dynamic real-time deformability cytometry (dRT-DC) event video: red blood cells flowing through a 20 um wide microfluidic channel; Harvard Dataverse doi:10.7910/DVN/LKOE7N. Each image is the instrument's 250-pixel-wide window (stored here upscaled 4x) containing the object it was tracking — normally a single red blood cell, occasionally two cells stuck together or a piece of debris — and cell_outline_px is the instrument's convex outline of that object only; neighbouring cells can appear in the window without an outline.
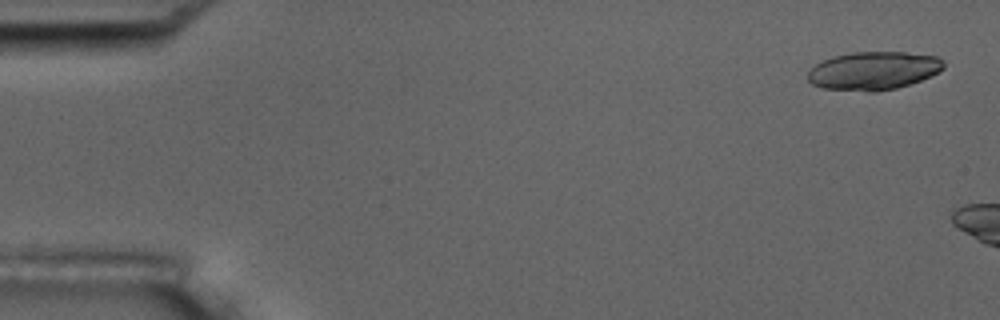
{"species": "common noctule bat (a hibernating species)", "species_latin": "Nyctalus noctula", "temperature_condition": "room temperature", "stored_images_in_passage": 3, "camera_frame_rate_fps": 3000, "um_per_image_px": 0.085, "animal": {"sex": "male", "body_mass_g": 17.5, "forearm_length_mm": 52.3}, "frame": {"image": 1, "passage_image": 1, "time_ms": 0.0, "image_size_px": [1000, 320], "cell_outline_px": [[944, 68], [920, 80], [896, 88], [876, 92], [868, 92], [824, 88], [812, 84], [808, 80], [808, 72], [816, 64], [832, 56], [852, 52], [904, 52], [936, 56], [944, 60]], "centroid_in_image_um": [74.23, 6.01], "position_along_channel_um": 10.8, "area_um2": 30.11}}